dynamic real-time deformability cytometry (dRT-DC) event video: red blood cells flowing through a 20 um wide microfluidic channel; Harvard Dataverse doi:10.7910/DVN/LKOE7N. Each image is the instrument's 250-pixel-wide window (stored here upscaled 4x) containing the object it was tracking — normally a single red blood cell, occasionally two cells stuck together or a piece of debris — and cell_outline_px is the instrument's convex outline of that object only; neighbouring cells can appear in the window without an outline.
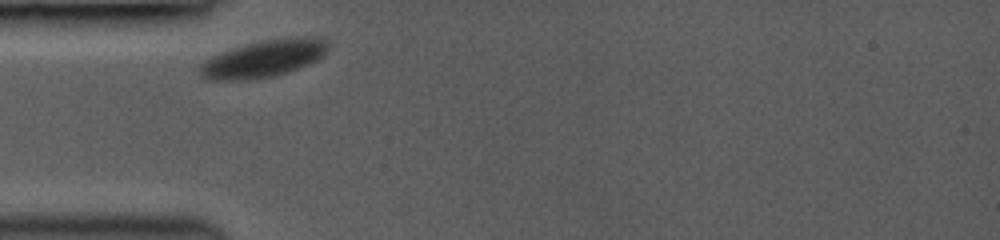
{"species": "common noctule bat (a hibernating species)", "species_latin": "Nyctalus noctula", "temperature_condition": "room temperature", "stored_images_in_passage": 17, "camera_frame_rate_fps": 3000, "um_per_image_px": 0.085, "animal": {"sex": "female", "body_mass_g": 19.0, "forearm_length_mm": 53.3}, "frame": {"image": 1, "passage_image": 1, "time_ms": 0.0, "image_size_px": [1000, 240], "cell_outline_px": [[328, 48], [324, 56], [308, 64], [272, 76], [248, 80], [208, 80], [200, 76], [196, 68], [200, 64], [212, 56], [248, 44], [264, 40], [288, 36], [308, 36], [328, 40]], "centroid_in_image_um": [22.4, 4.98], "position_along_channel_um": 62.6, "area_um2": 27.63}}
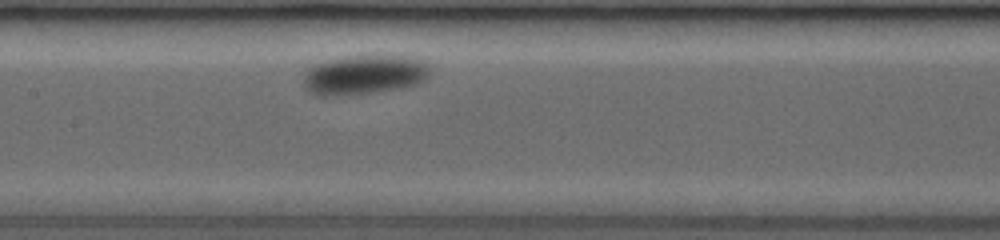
{"frame": {"image": 2, "passage_image": 8, "time_ms": 3.333, "image_size_px": [1000, 240], "cell_outline_px": [[428, 76], [424, 80], [416, 84], [400, 88], [368, 92], [324, 96], [320, 96], [304, 88], [304, 76], [308, 68], [324, 60], [348, 56], [412, 56], [428, 64]], "centroid_in_image_um": [30.94, 6.33], "position_along_channel_um": 176.5, "area_um2": 28.67}}
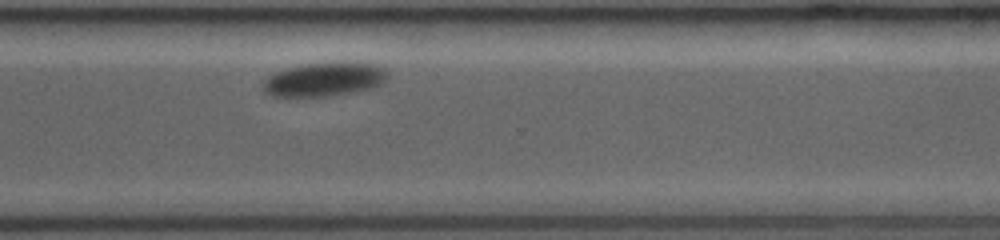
{"frame": {"image": 3, "passage_image": 17, "time_ms": 8.0, "image_size_px": [1000, 240], "cell_outline_px": [[388, 76], [380, 84], [372, 88], [324, 96], [272, 96], [264, 92], [260, 88], [260, 84], [268, 76], [276, 72], [288, 68], [308, 64], [380, 64], [388, 72]], "centroid_in_image_um": [27.5, 6.77], "position_along_channel_um": 343.1, "area_um2": 23.87}}